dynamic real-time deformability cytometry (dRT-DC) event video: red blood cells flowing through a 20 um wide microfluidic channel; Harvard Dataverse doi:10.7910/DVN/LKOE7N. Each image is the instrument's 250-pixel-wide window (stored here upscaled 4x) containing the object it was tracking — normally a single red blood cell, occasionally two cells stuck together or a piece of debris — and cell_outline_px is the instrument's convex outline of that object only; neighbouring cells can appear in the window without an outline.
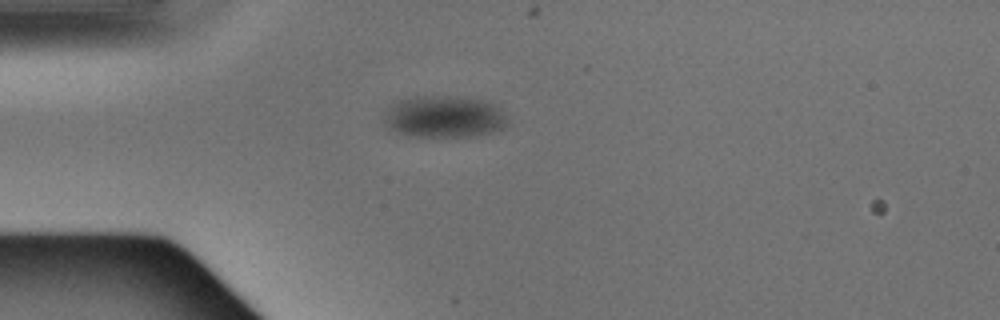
{"species": "Egyptian fruit bat (a non-hibernating species)", "species_latin": "Rousettus aegyptiacus", "temperature_condition": "warm", "stored_images_in_passage": 1, "camera_frame_rate_fps": 3000, "um_per_image_px": 0.085, "animal": {"sex": "male"}, "frame": {"image": 1, "passage_image": 1, "time_ms": 0.0, "image_size_px": [1000, 320], "cell_outline_px": [[508, 124], [504, 128], [492, 132], [476, 136], [412, 136], [388, 128], [384, 120], [384, 116], [388, 108], [392, 104], [400, 100], [416, 96], [448, 96], [488, 100], [496, 104], [500, 108], [508, 120]], "centroid_in_image_um": [37.81, 9.91], "position_along_channel_um": 47.2, "area_um2": 30.17}}